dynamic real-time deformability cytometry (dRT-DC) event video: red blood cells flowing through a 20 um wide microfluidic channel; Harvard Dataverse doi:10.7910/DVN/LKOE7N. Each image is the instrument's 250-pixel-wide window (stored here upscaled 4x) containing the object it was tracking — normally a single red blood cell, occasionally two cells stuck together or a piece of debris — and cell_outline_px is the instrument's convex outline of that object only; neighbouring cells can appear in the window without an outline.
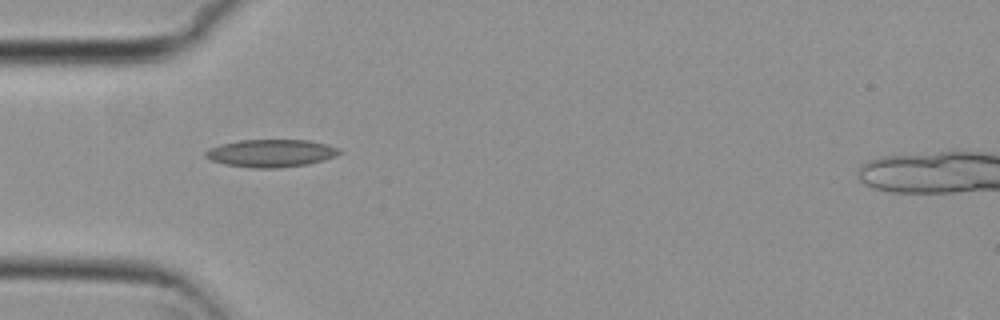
{"species": "common noctule bat (a hibernating species)", "species_latin": "Nyctalus noctula", "temperature_condition": "cold", "stored_images_in_passage": 6, "camera_frame_rate_fps": 3000, "um_per_image_px": 0.085, "animal": {"sex": "female", "body_mass_g": 29.2, "forearm_length_mm": 56.3}, "frame": {"image": 1, "passage_image": 6, "time_ms": 1.667, "image_size_px": [1000, 320], "cell_outline_px": [[340, 152], [336, 156], [324, 160], [308, 164], [276, 168], [252, 168], [224, 164], [212, 160], [204, 156], [204, 152], [208, 148], [220, 144], [240, 140], [308, 140], [328, 144], [336, 148]], "centroid_in_image_um": [23.0, 13.02], "position_along_channel_um": 62.0, "area_um2": 21.56}}